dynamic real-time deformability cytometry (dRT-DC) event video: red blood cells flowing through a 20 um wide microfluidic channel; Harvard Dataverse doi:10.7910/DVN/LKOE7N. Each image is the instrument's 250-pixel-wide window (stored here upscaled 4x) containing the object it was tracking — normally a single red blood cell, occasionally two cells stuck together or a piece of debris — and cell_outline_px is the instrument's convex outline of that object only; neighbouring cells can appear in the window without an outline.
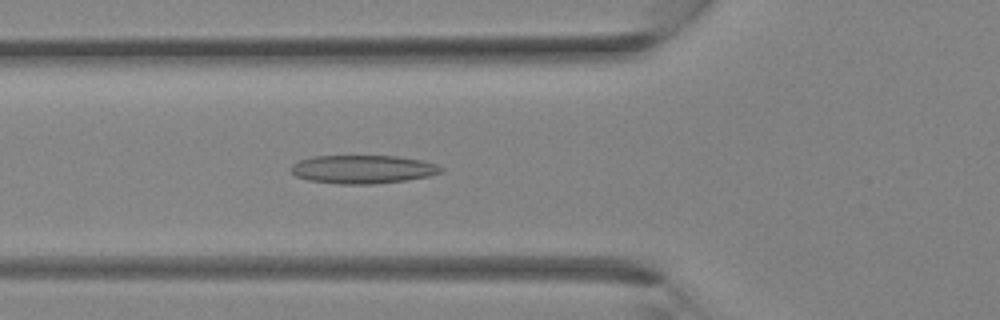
{"species": "Egyptian fruit bat (a non-hibernating species)", "species_latin": "Rousettus aegyptiacus", "temperature_condition": "room temperature", "stored_images_in_passage": 35, "camera_frame_rate_fps": 3000, "um_per_image_px": 0.085, "animal": {"sex": "female"}, "frame": {"image": 1, "passage_image": 13, "time_ms": 4.0, "image_size_px": [1000, 320], "cell_outline_px": [[444, 172], [428, 176], [408, 180], [372, 184], [336, 184], [308, 180], [296, 176], [292, 172], [292, 164], [300, 160], [312, 156], [396, 156], [420, 160], [436, 164], [444, 168]], "centroid_in_image_um": [30.85, 14.39], "position_along_channel_um": 94.9, "area_um2": 24.85}}
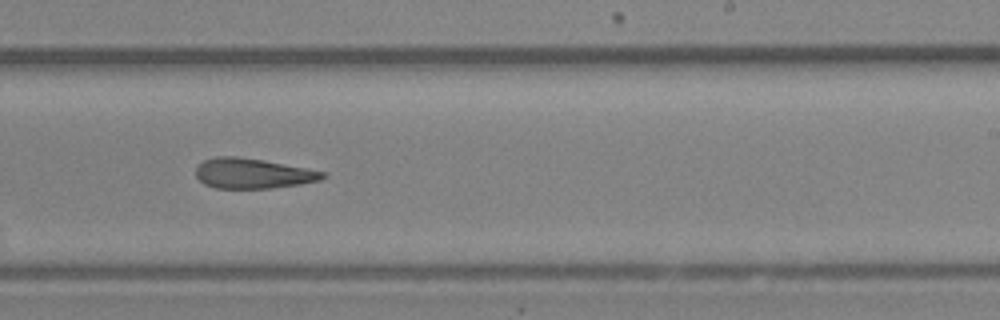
{"frame": {"image": 2, "passage_image": 22, "time_ms": 7.0, "image_size_px": [1000, 320], "cell_outline_px": [[324, 176], [320, 180], [300, 184], [272, 188], [216, 188], [204, 184], [196, 176], [196, 168], [204, 160], [216, 156], [236, 156], [264, 160], [324, 172]], "centroid_in_image_um": [21.44, 14.74], "position_along_channel_um": 267.6, "area_um2": 22.02}}
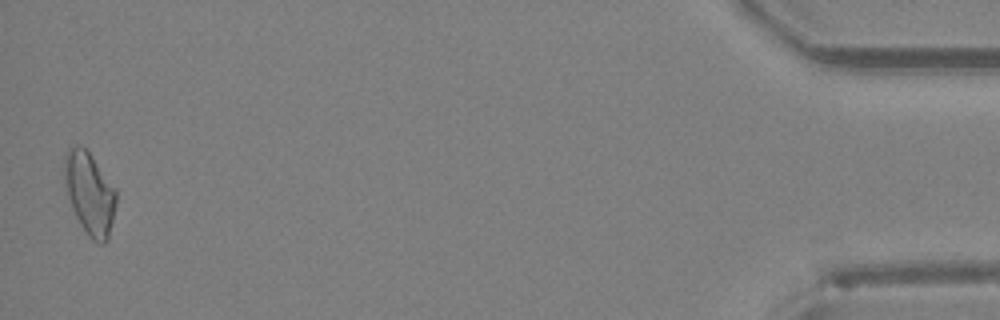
{"frame": {"image": 3, "passage_image": 35, "time_ms": 11.333, "image_size_px": [1000, 320], "cell_outline_px": [[116, 204], [108, 240], [104, 244], [100, 244], [92, 240], [88, 236], [76, 216], [72, 208], [68, 196], [64, 180], [64, 156], [68, 148], [76, 144], [84, 148], [92, 156], [116, 188]], "centroid_in_image_um": [7.62, 16.43], "position_along_channel_um": 427.6, "area_um2": 24.85}}